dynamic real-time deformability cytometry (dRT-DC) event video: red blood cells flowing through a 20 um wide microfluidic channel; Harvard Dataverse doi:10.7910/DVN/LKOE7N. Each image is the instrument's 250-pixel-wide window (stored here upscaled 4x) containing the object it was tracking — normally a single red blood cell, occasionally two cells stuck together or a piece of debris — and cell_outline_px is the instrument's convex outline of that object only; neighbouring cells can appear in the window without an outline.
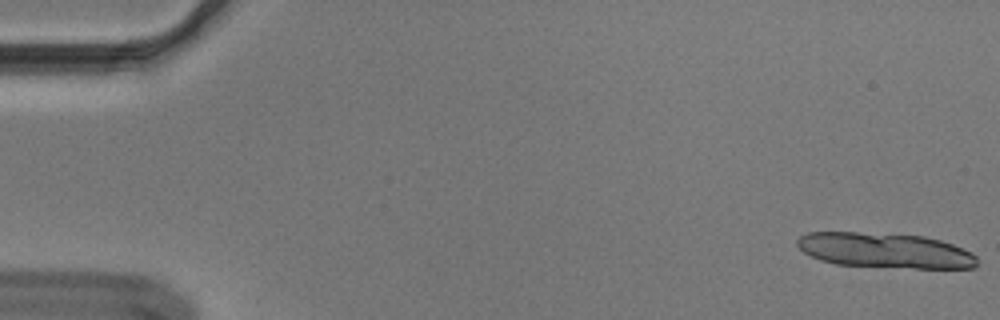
{"species": "Egyptian fruit bat (a non-hibernating species)", "species_latin": "Rousettus aegyptiacus", "temperature_condition": "cold", "stored_images_in_passage": 14, "camera_frame_rate_fps": 3000, "um_per_image_px": 0.085, "animal": {"sex": "male"}, "frame": {"image": 1, "passage_image": 1, "time_ms": 0.0, "image_size_px": [1000, 320], "cell_outline_px": [[976, 268], [916, 268], [836, 264], [820, 260], [804, 252], [796, 244], [796, 240], [800, 236], [808, 232], [856, 232], [924, 236], [940, 240], [952, 244], [972, 252], [976, 256]], "centroid_in_image_um": [75.22, 21.28], "position_along_channel_um": 9.8, "area_um2": 36.65}}